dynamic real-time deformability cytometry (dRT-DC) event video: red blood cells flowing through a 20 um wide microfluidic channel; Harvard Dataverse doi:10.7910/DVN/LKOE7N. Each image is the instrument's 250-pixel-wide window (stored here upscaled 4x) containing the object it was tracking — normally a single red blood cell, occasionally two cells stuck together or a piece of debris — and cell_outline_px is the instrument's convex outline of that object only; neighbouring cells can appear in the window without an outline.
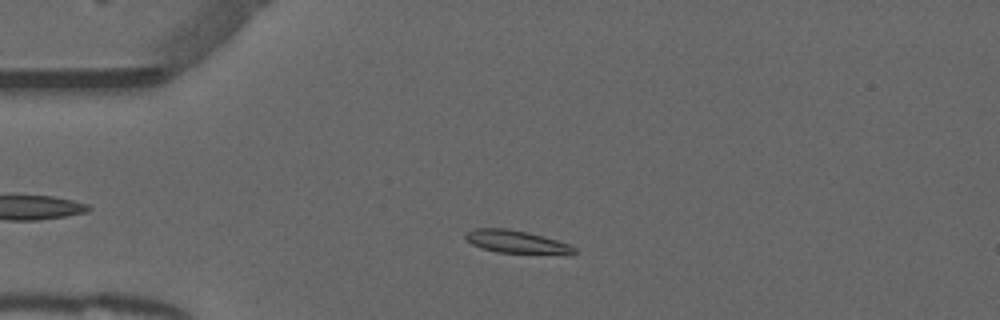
{"species": "common noctule bat (a hibernating species)", "species_latin": "Nyctalus noctula", "temperature_condition": "warm", "stored_images_in_passage": 50, "camera_frame_rate_fps": 3000, "um_per_image_px": 0.085, "animal": {"sex": "male", "forearm_length_mm": 52.5}, "frame": {"image": 1, "passage_image": 10, "time_ms": 3.0, "image_size_px": [1000, 320], "cell_outline_px": [[576, 252], [496, 252], [480, 248], [472, 244], [464, 236], [468, 232], [476, 228], [508, 228], [528, 232], [544, 236], [568, 244], [576, 248]], "centroid_in_image_um": [43.77, 20.51], "position_along_channel_um": 41.2, "area_um2": 13.76}}
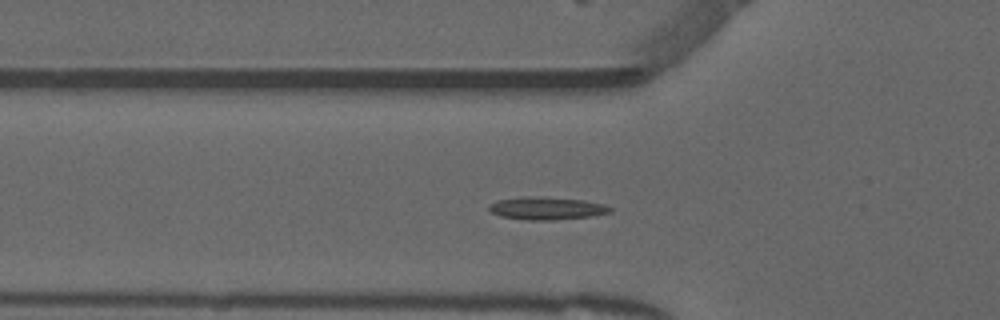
{"frame": {"image": 2, "passage_image": 15, "time_ms": 4.667, "image_size_px": [1000, 320], "cell_outline_px": [[616, 208], [612, 212], [592, 216], [556, 220], [528, 220], [500, 216], [492, 212], [488, 208], [496, 200], [524, 196], [536, 196], [584, 200], [604, 204]], "centroid_in_image_um": [46.53, 17.7], "position_along_channel_um": 79.3, "area_um2": 16.18}}
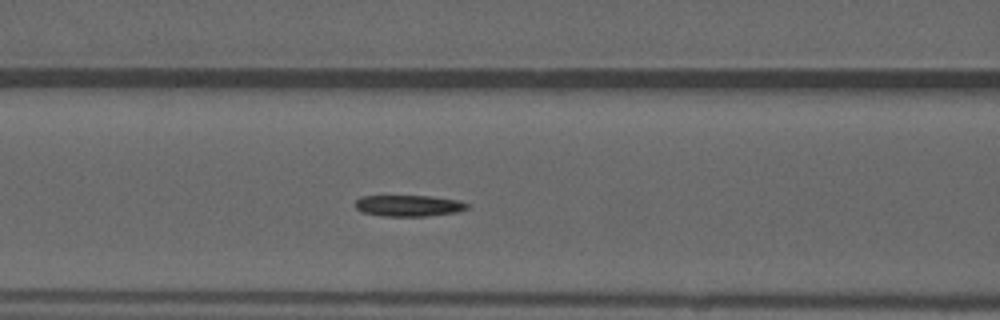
{"frame": {"image": 3, "passage_image": 19, "time_ms": 6.0, "image_size_px": [1000, 320], "cell_outline_px": [[468, 208], [456, 212], [428, 216], [380, 216], [364, 212], [356, 208], [356, 200], [360, 196], [432, 196], [460, 200], [468, 204]], "centroid_in_image_um": [34.76, 17.48], "position_along_channel_um": 131.8, "area_um2": 13.87}}